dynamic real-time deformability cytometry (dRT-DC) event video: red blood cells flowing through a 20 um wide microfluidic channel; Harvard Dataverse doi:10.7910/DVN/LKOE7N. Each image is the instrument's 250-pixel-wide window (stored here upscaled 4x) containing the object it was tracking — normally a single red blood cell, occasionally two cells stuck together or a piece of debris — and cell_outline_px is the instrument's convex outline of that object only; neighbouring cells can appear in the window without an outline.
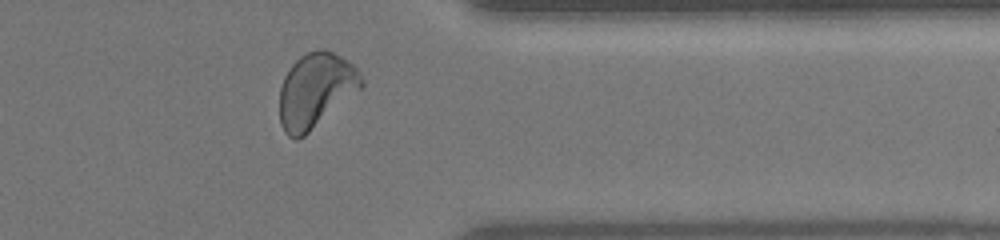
{"species": "human", "species_latin": "Homo sapiens", "temperature_condition": "warm", "stored_images_in_passage": 46, "camera_frame_rate_fps": 3000, "um_per_image_px": 0.085, "donor": {"sex": "female"}, "frame": {"image": 1, "passage_image": 37, "time_ms": 10.667, "image_size_px": [1000, 240], "cell_outline_px": [[364, 88], [304, 136], [296, 140], [288, 136], [284, 132], [280, 124], [280, 88], [284, 76], [292, 64], [300, 56], [316, 48], [324, 48], [340, 56], [352, 64], [360, 72], [364, 80]], "centroid_in_image_um": [26.86, 7.68], "position_along_channel_um": 384.5, "area_um2": 36.07}}